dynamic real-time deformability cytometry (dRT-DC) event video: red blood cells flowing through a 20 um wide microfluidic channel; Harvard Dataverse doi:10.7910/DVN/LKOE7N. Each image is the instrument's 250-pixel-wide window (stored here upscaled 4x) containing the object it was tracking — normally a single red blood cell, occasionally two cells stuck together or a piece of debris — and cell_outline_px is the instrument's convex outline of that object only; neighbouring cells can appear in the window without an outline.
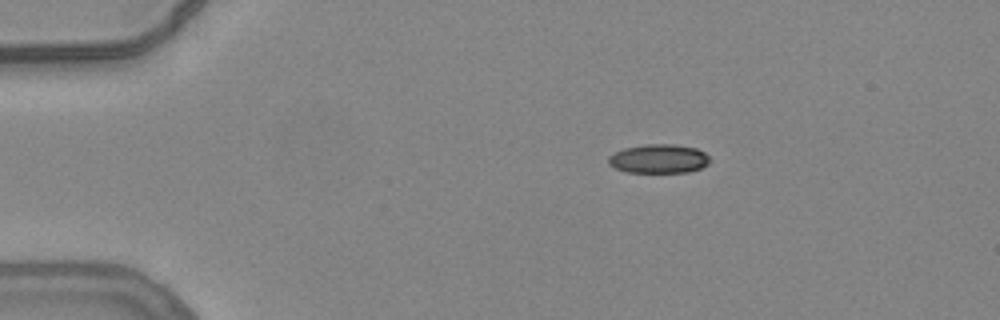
{"species": "common noctule bat (a hibernating species)", "species_latin": "Nyctalus noctula", "temperature_condition": "warm", "stored_images_in_passage": 45, "camera_frame_rate_fps": 3000, "um_per_image_px": 0.085, "animal": {"sex": "female", "body_mass_g": 24.6, "forearm_length_mm": 56.2}, "frame": {"image": 1, "passage_image": 1, "time_ms": 0.0, "image_size_px": [1000, 320], "cell_outline_px": [[712, 160], [708, 164], [700, 168], [688, 172], [628, 172], [616, 168], [608, 164], [608, 156], [624, 148], [644, 144], [672, 144], [696, 148], [704, 152]], "centroid_in_image_um": [56.0, 13.49], "position_along_channel_um": 29.0, "area_um2": 17.11}}
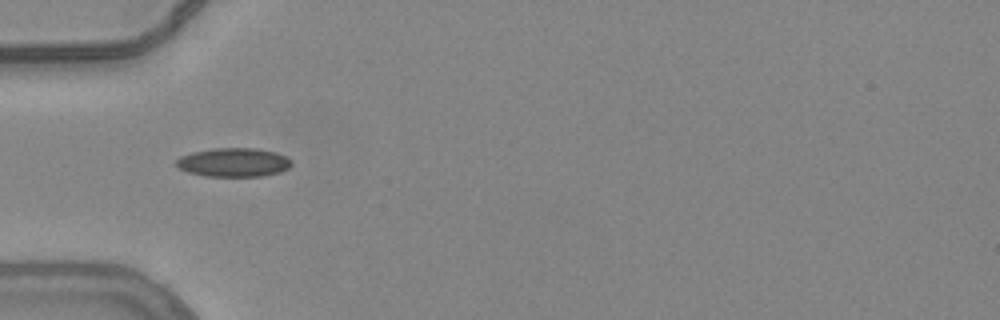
{"frame": {"image": 2, "passage_image": 9, "time_ms": 2.667, "image_size_px": [1000, 320], "cell_outline_px": [[292, 164], [288, 168], [280, 172], [264, 176], [204, 176], [188, 172], [180, 168], [176, 164], [176, 160], [180, 156], [192, 152], [212, 148], [256, 148], [276, 152], [292, 160]], "centroid_in_image_um": [19.86, 13.8], "position_along_channel_um": 65.1, "area_um2": 19.42}}
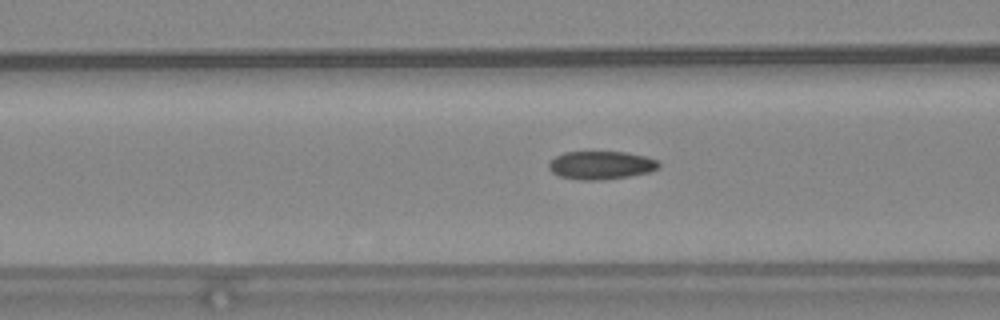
{"frame": {"image": 3, "passage_image": 13, "time_ms": 4.0, "image_size_px": [1000, 320], "cell_outline_px": [[660, 168], [648, 172], [628, 176], [600, 180], [584, 180], [560, 176], [552, 172], [548, 168], [548, 164], [556, 156], [564, 152], [628, 152], [648, 156], [656, 160], [660, 164]], "centroid_in_image_um": [51.11, 14.03], "position_along_channel_um": 115.5, "area_um2": 18.03}, "authors_computed_cell_mechanics": {"area_um2": 18.0336, "velocity_mm_per_s": 3.8432, "shape_relaxation_time_tau1_ms": null, "shape_relaxation_time_tau2_ms": 1.5896, "deformation_change_tau1": null, "deformation_change_tau2": 0.0744}}